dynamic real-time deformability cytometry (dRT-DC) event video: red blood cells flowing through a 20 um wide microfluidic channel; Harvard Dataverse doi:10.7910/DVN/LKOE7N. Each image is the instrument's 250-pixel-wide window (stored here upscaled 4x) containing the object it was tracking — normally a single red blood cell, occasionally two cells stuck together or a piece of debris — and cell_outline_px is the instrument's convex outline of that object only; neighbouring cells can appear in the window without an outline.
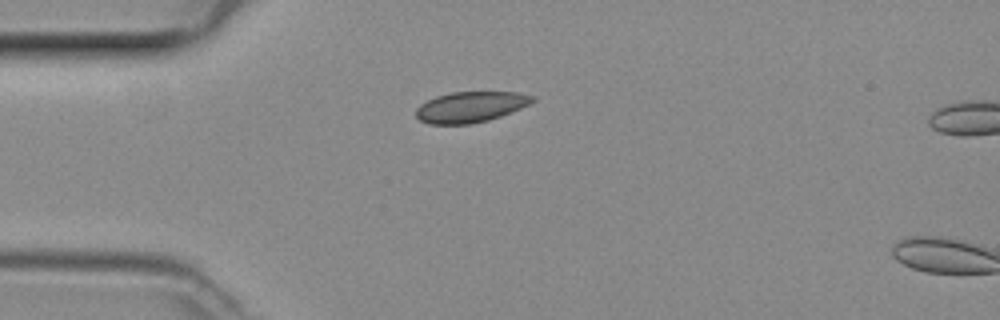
{"species": "common noctule bat (a hibernating species)", "species_latin": "Nyctalus noctula", "temperature_condition": "room temperature", "stored_images_in_passage": 2, "camera_frame_rate_fps": 3000, "um_per_image_px": 0.085, "animal": {"sex": "female", "body_mass_g": 29.2, "forearm_length_mm": 56.3}, "frame": {"image": 1, "passage_image": 1, "time_ms": 0.0, "image_size_px": [1000, 320], "cell_outline_px": [[536, 100], [520, 108], [500, 116], [488, 120], [468, 124], [428, 124], [420, 120], [416, 116], [416, 108], [420, 104], [436, 96], [452, 92], [520, 92], [536, 96]], "centroid_in_image_um": [40.0, 9.08], "position_along_channel_um": 45.0, "area_um2": 20.81}}